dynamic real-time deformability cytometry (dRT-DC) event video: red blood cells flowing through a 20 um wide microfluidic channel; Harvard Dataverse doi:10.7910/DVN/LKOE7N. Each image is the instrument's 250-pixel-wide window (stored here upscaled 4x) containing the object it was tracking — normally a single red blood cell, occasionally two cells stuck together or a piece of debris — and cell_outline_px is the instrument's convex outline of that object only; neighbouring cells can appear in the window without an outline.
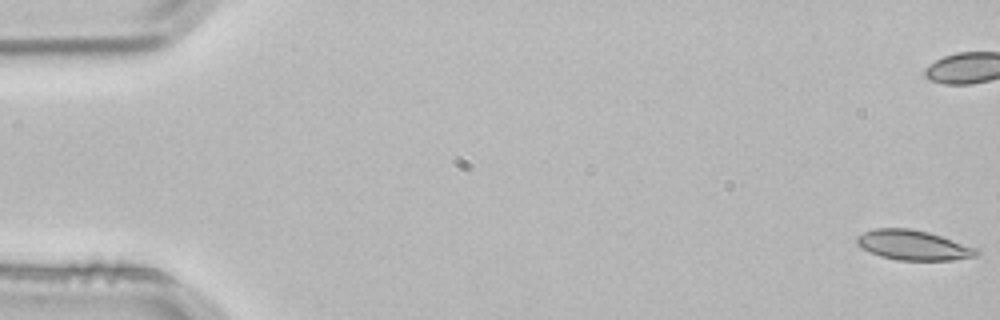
{"species": "common noctule bat (a hibernating species)", "species_latin": "Nyctalus noctula", "temperature_condition": "room temperature", "stored_images_in_passage": 6, "camera_frame_rate_fps": 3000, "um_per_image_px": 0.085, "animal": {"sex": "male", "body_mass_g": 21.5, "forearm_length_mm": 52.0}, "frame": {"image": 1, "passage_image": 1, "time_ms": 0.0, "image_size_px": [1000, 320], "cell_outline_px": [[980, 252], [976, 256], [952, 260], [900, 260], [880, 256], [860, 248], [856, 244], [856, 236], [864, 232], [876, 228], [908, 228], [928, 232], [980, 248]], "centroid_in_image_um": [77.64, 20.84], "position_along_channel_um": 7.4, "area_um2": 20.98}}